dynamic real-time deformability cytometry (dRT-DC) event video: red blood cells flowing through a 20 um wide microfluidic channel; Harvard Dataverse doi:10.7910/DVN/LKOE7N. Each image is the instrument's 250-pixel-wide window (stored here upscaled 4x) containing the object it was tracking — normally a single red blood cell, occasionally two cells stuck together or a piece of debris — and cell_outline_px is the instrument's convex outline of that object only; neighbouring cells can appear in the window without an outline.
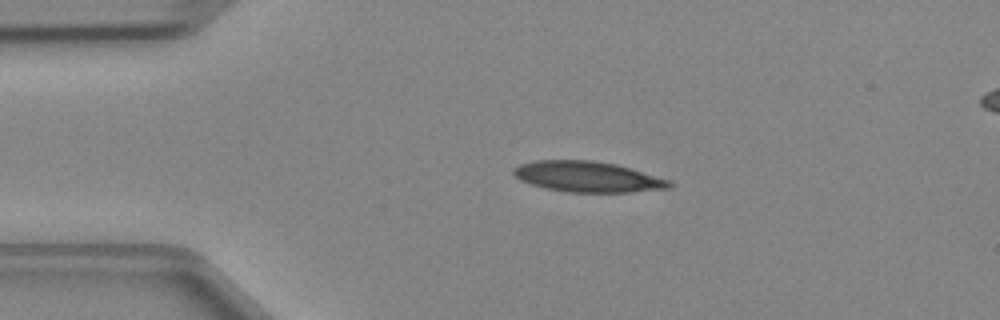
{"species": "Egyptian fruit bat (a non-hibernating species)", "species_latin": "Rousettus aegyptiacus", "temperature_condition": "cold", "stored_images_in_passage": 38, "camera_frame_rate_fps": 3000, "um_per_image_px": 0.085, "animal": {"sex": "female"}, "frame": {"image": 1, "passage_image": 1, "time_ms": 0.0, "image_size_px": [1000, 320], "cell_outline_px": [[672, 188], [628, 192], [568, 192], [544, 188], [520, 180], [512, 172], [512, 168], [520, 164], [536, 160], [592, 160], [616, 164], [672, 180]], "centroid_in_image_um": [49.96, 15.02], "position_along_channel_um": 35.0, "area_um2": 27.92}}
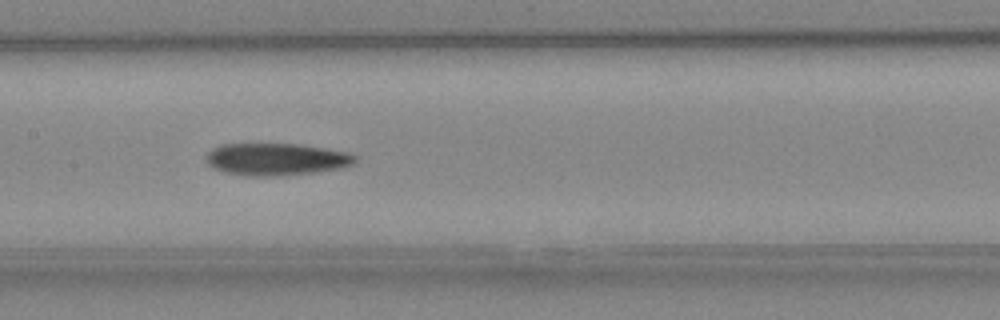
{"frame": {"image": 2, "passage_image": 14, "time_ms": 4.333, "image_size_px": [1000, 320], "cell_outline_px": [[360, 156], [352, 164], [340, 168], [312, 172], [280, 176], [252, 176], [224, 172], [208, 164], [204, 160], [208, 152], [212, 148], [220, 144], [300, 144], [328, 148], [348, 152]], "centroid_in_image_um": [23.5, 13.52], "position_along_channel_um": 183.9, "area_um2": 28.09}}
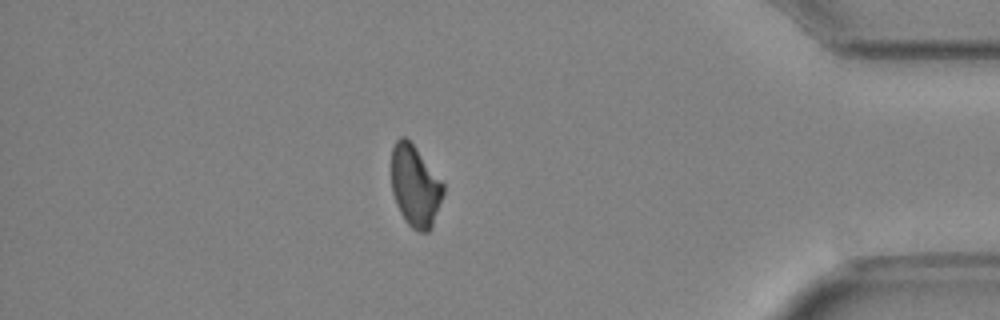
{"frame": {"image": 3, "passage_image": 32, "time_ms": 10.333, "image_size_px": [1000, 320], "cell_outline_px": [[444, 192], [432, 228], [428, 232], [416, 232], [404, 220], [396, 204], [392, 192], [392, 148], [396, 140], [400, 136], [404, 136], [412, 144], [444, 184]], "centroid_in_image_um": [35.28, 15.86], "position_along_channel_um": 399.9, "area_um2": 24.45}}